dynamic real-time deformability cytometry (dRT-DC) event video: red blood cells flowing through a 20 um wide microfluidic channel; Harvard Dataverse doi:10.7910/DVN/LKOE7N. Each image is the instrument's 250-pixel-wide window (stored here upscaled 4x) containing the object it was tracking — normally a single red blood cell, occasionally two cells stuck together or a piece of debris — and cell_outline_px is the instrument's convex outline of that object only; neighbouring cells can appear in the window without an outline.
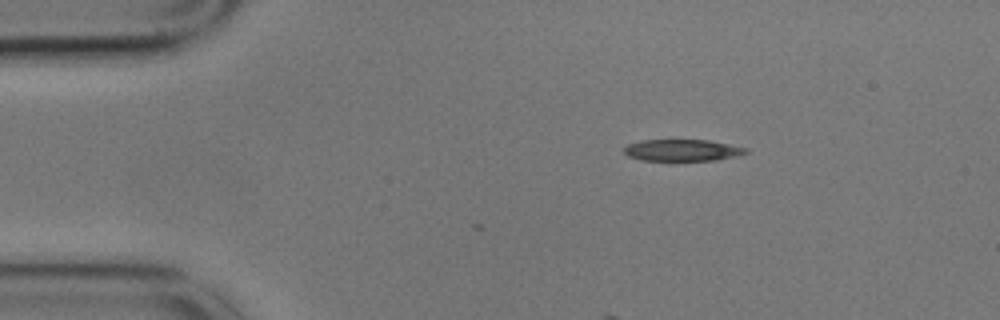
{"species": "common noctule bat (a hibernating species)", "species_latin": "Nyctalus noctula", "temperature_condition": "cold", "stored_images_in_passage": 3, "camera_frame_rate_fps": 3000, "um_per_image_px": 0.085, "animal": {"sex": "male", "body_mass_g": 17.9}, "frame": {"image": 1, "passage_image": 1, "time_ms": 0.0, "image_size_px": [1000, 320], "cell_outline_px": [[748, 152], [736, 156], [716, 160], [640, 160], [628, 156], [624, 152], [624, 148], [628, 144], [640, 140], [708, 140], [748, 148]], "centroid_in_image_um": [57.98, 12.76], "position_along_channel_um": 27.0, "area_um2": 15.26}}